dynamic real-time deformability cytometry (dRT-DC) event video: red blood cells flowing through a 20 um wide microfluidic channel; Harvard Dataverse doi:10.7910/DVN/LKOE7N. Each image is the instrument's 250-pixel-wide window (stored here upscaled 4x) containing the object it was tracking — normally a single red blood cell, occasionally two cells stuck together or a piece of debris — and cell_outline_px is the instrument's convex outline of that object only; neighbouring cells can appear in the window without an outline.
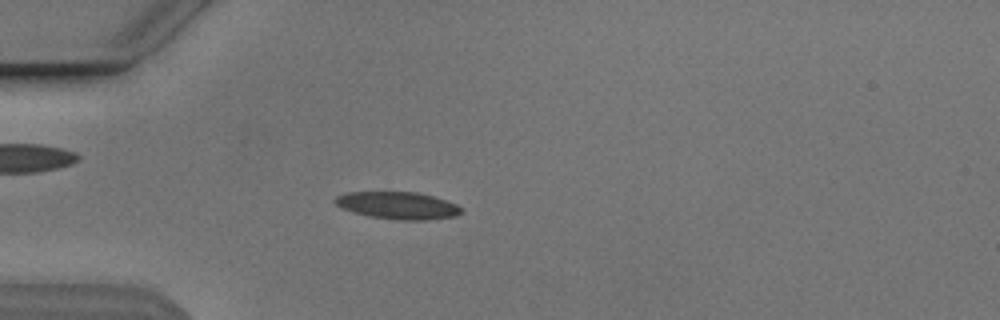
{"species": "Egyptian fruit bat (a non-hibernating species)", "species_latin": "Rousettus aegyptiacus", "temperature_condition": "cold", "stored_images_in_passage": 53, "camera_frame_rate_fps": 3000, "um_per_image_px": 0.085, "animal": {"sex": "male"}, "frame": {"image": 1, "passage_image": 15, "time_ms": 4.667, "image_size_px": [1000, 320], "cell_outline_px": [[464, 212], [456, 216], [428, 220], [400, 220], [368, 216], [352, 212], [336, 204], [332, 200], [336, 196], [344, 192], [416, 192], [432, 196], [456, 204], [464, 208]], "centroid_in_image_um": [33.82, 17.47], "position_along_channel_um": 51.2, "area_um2": 20.17}}
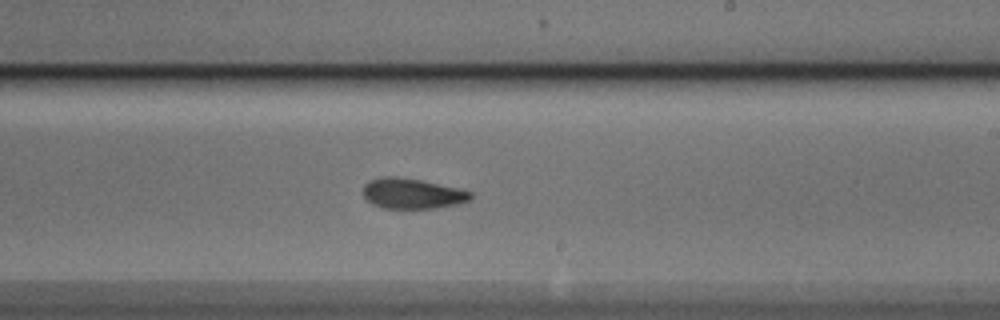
{"frame": {"image": 2, "passage_image": 32, "time_ms": 10.333, "image_size_px": [1000, 320], "cell_outline_px": [[472, 200], [460, 204], [436, 208], [384, 208], [372, 204], [364, 196], [364, 184], [368, 180], [384, 176], [396, 176], [420, 180], [460, 188], [472, 192]], "centroid_in_image_um": [35.08, 16.45], "position_along_channel_um": 253.9, "area_um2": 19.19}}
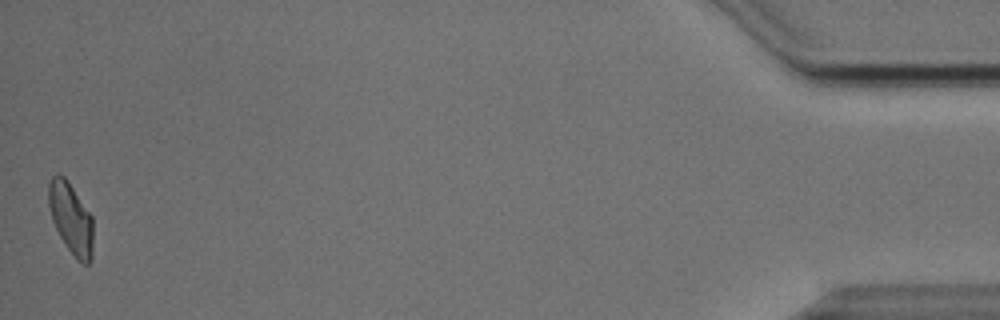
{"frame": {"image": 3, "passage_image": 53, "time_ms": 17.333, "image_size_px": [1000, 320], "cell_outline_px": [[92, 260], [88, 264], [84, 264], [76, 260], [64, 244], [52, 220], [48, 204], [48, 184], [52, 176], [56, 172], [64, 176], [68, 180], [92, 216]], "centroid_in_image_um": [6.02, 18.55], "position_along_channel_um": 429.2, "area_um2": 18.67}, "authors_computed_cell_mechanics": {"area_um2": 19.3052, "velocity_mm_per_s": 3.8148, "shape_relaxation_time_tau1_ms": null, "shape_relaxation_time_tau2_ms": 3.7717, "deformation_change_tau1": null, "deformation_change_tau2": 0.1043}}